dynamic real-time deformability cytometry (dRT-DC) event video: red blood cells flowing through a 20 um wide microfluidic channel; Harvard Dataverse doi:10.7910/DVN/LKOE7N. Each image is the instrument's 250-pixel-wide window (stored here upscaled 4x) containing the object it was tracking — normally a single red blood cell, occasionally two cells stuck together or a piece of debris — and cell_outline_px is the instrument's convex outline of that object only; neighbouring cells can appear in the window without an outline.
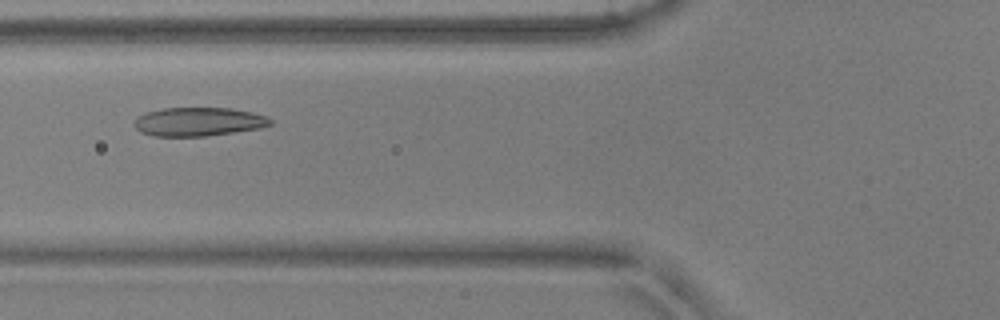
{"species": "common noctule bat (a hibernating species)", "species_latin": "Nyctalus noctula", "temperature_condition": "warm", "stored_images_in_passage": 38, "camera_frame_rate_fps": 3000, "um_per_image_px": 0.085, "animal": {"sex": "male", "body_mass_g": 17.9, "forearm_length_mm": 54.2}, "frame": {"image": 1, "passage_image": 6, "time_ms": 1.667, "image_size_px": [1000, 320], "cell_outline_px": [[272, 124], [260, 128], [204, 136], [152, 136], [140, 132], [132, 124], [136, 116], [144, 112], [160, 108], [232, 108], [252, 112], [268, 116], [272, 120]], "centroid_in_image_um": [16.82, 10.33], "position_along_channel_um": 109.0, "area_um2": 23.0}}
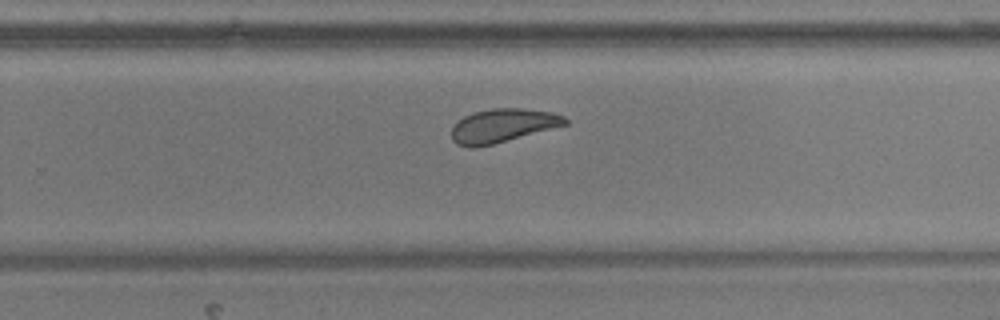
{"frame": {"image": 2, "passage_image": 20, "time_ms": 6.333, "image_size_px": [1000, 320], "cell_outline_px": [[568, 124], [492, 144], [472, 148], [468, 148], [456, 144], [452, 140], [452, 128], [456, 120], [464, 116], [476, 112], [492, 108], [524, 108], [552, 112], [564, 116], [568, 120]], "centroid_in_image_um": [42.7, 10.67], "position_along_channel_um": 287.1, "area_um2": 22.2}}
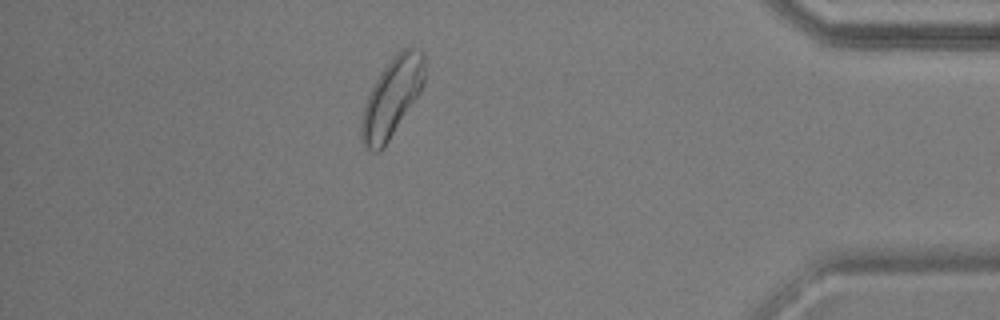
{"frame": {"image": 3, "passage_image": 32, "time_ms": 10.333, "image_size_px": [1000, 320], "cell_outline_px": [[424, 84], [420, 92], [384, 148], [380, 152], [372, 152], [364, 148], [360, 140], [360, 120], [364, 104], [380, 72], [392, 56], [396, 52], [404, 48], [420, 48], [424, 56]], "centroid_in_image_um": [33.28, 8.32], "position_along_channel_um": 401.9, "area_um2": 29.25}, "authors_computed_cell_mechanics": {"area_um2": 23.0622, "velocity_mm_per_s": 3.82, "shape_relaxation_time_tau1_ms": 3.6573, "shape_relaxation_time_tau2_ms": 8.3056, "deformation_change_tau1": 0.1196, "deformation_change_tau2": 0.1479}}